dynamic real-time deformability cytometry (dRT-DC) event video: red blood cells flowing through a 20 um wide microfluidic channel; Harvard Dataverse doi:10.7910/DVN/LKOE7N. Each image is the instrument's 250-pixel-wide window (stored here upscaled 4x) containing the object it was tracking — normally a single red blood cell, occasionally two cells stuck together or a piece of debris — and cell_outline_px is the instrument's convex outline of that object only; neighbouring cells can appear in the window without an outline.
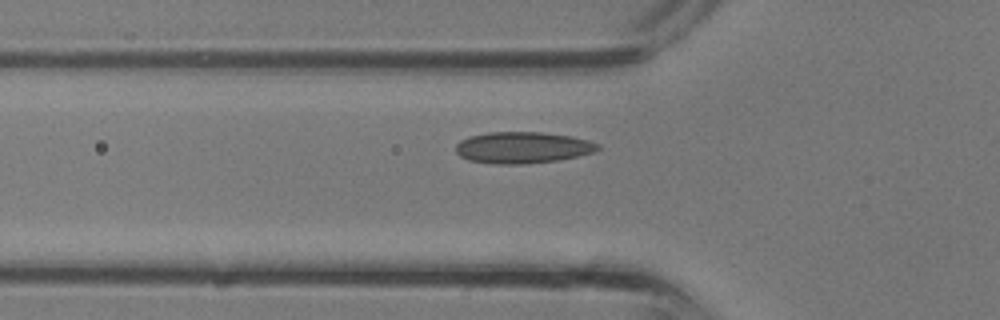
{"species": "common noctule bat (a hibernating species)", "species_latin": "Nyctalus noctula", "temperature_condition": "room temperature", "stored_images_in_passage": 25, "camera_frame_rate_fps": 3000, "um_per_image_px": 0.085, "animal": {"sex": "male", "body_mass_g": 13.3}, "frame": {"image": 1, "passage_image": 2, "time_ms": 0.333, "image_size_px": [1000, 320], "cell_outline_px": [[600, 148], [596, 152], [560, 160], [524, 164], [492, 164], [468, 160], [460, 156], [456, 152], [456, 144], [460, 140], [468, 136], [488, 132], [544, 132], [572, 136], [588, 140], [600, 144]], "centroid_in_image_um": [44.43, 12.54], "position_along_channel_um": 81.4, "area_um2": 26.41}}
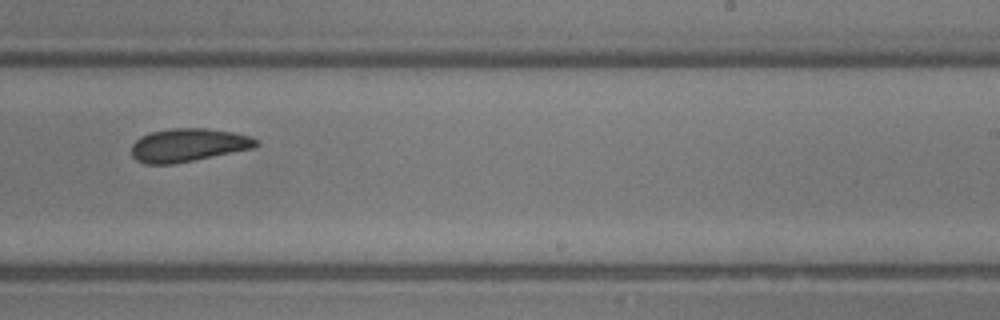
{"frame": {"image": 2, "passage_image": 12, "time_ms": 3.667, "image_size_px": [1000, 320], "cell_outline_px": [[260, 144], [256, 148], [172, 164], [144, 164], [136, 160], [132, 156], [132, 144], [140, 136], [152, 132], [172, 128], [208, 128], [232, 132], [252, 136], [260, 140]], "centroid_in_image_um": [16.04, 12.33], "position_along_channel_um": 273.0, "area_um2": 24.33}}
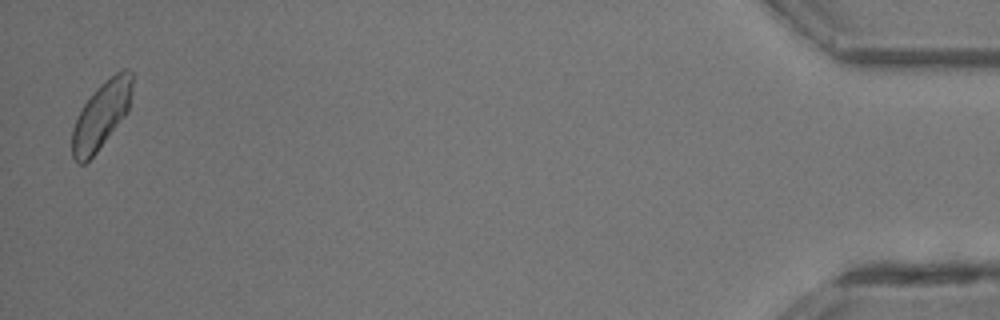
{"frame": {"image": 3, "passage_image": 25, "time_ms": 8.0, "image_size_px": [1000, 320], "cell_outline_px": [[132, 92], [128, 112], [96, 152], [84, 164], [80, 164], [72, 156], [72, 128], [84, 104], [96, 88], [104, 80], [116, 72], [124, 68], [128, 68], [132, 72]], "centroid_in_image_um": [8.63, 9.75], "position_along_channel_um": 426.6, "area_um2": 23.29}}